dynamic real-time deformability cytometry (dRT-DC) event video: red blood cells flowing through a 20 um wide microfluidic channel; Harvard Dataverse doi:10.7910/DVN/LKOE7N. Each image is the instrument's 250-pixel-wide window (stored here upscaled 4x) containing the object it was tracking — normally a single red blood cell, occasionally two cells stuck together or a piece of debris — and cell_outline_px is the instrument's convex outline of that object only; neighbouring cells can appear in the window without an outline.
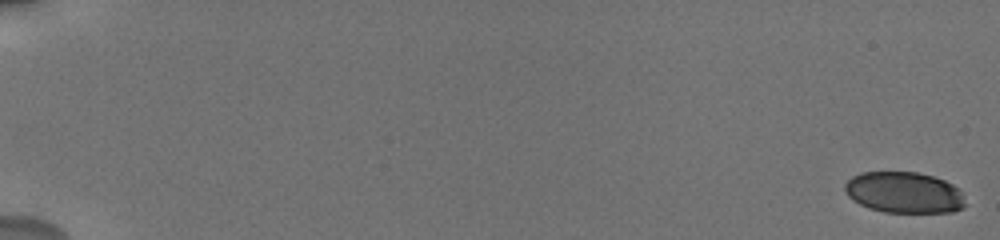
{"species": "human", "species_latin": "Homo sapiens", "temperature_condition": "cold", "stored_images_in_passage": 14, "camera_frame_rate_fps": 3000, "um_per_image_px": 0.085, "donor": {"sex": "male"}, "frame": {"image": 1, "passage_image": 1, "time_ms": 0.0, "image_size_px": [1000, 240], "cell_outline_px": [[964, 208], [952, 212], [884, 212], [868, 208], [852, 200], [848, 196], [844, 188], [844, 184], [852, 176], [860, 172], [916, 172], [932, 176], [944, 180], [952, 184], [960, 192], [964, 204]], "centroid_in_image_um": [76.8, 16.36], "position_along_channel_um": 8.2, "area_um2": 28.78}}
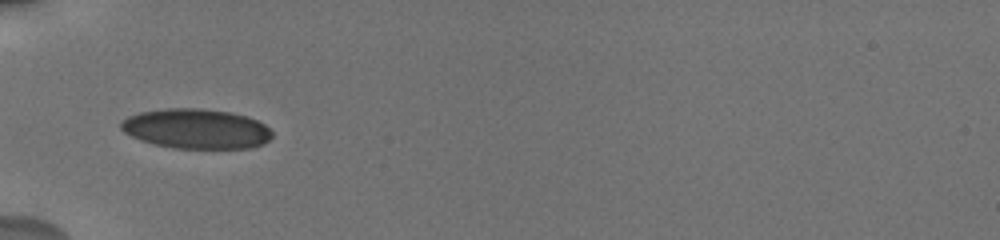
{"frame": {"image": 2, "passage_image": 11, "time_ms": 7.0, "image_size_px": [1000, 240], "cell_outline_px": [[272, 136], [264, 144], [252, 148], [172, 148], [152, 144], [140, 140], [124, 132], [120, 128], [120, 124], [128, 116], [140, 112], [168, 108], [200, 108], [228, 112], [248, 116], [264, 124], [272, 132]], "centroid_in_image_um": [16.68, 10.95], "position_along_channel_um": 68.3, "area_um2": 35.14}}
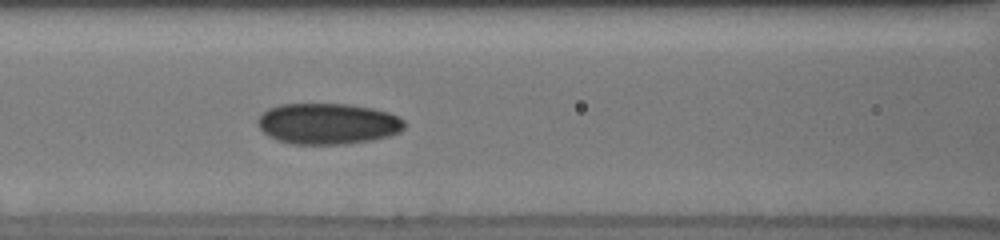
{"frame": {"image": 3, "passage_image": 14, "time_ms": 9.0, "image_size_px": [1000, 240], "cell_outline_px": [[404, 128], [400, 132], [388, 136], [372, 140], [344, 144], [292, 144], [276, 140], [268, 136], [256, 124], [256, 120], [268, 108], [280, 104], [348, 104], [372, 108], [388, 112], [404, 120]], "centroid_in_image_um": [27.84, 10.52], "position_along_channel_um": 138.8, "area_um2": 35.14}}